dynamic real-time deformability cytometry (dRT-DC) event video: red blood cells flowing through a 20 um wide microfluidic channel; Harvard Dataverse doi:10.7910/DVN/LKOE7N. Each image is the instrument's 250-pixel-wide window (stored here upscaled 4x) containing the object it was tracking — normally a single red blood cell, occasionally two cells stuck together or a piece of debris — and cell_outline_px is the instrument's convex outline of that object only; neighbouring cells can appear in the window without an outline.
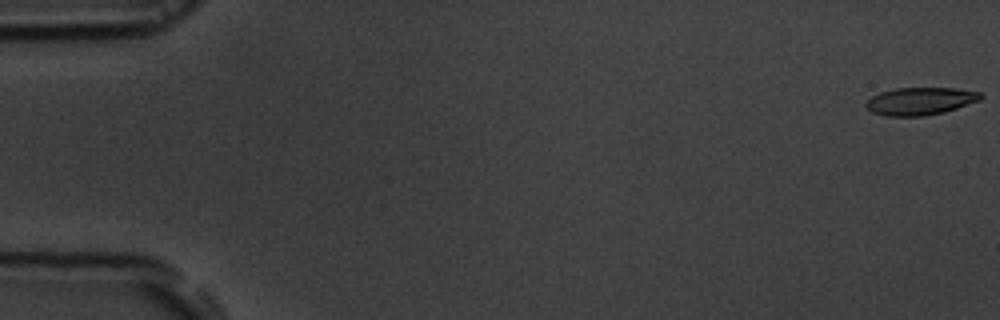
{"species": "common noctule bat (a hibernating species)", "species_latin": "Nyctalus noctula", "temperature_condition": "room temperature", "stored_images_in_passage": 54, "camera_frame_rate_fps": 3000, "um_per_image_px": 0.085, "animal": {"sex": "male", "body_mass_g": 19.5, "forearm_length_mm": 54.6}, "frame": {"image": 1, "passage_image": 1, "time_ms": 0.0, "image_size_px": [1000, 320], "cell_outline_px": [[984, 96], [980, 100], [944, 112], [924, 116], [884, 116], [872, 112], [864, 104], [872, 96], [880, 92], [896, 88], [956, 88], [980, 92]], "centroid_in_image_um": [78.22, 8.59], "position_along_channel_um": 6.8, "area_um2": 18.44}}
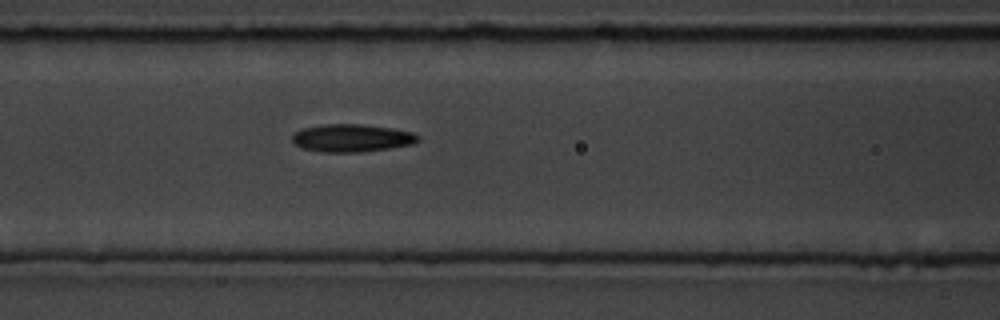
{"frame": {"image": 2, "passage_image": 23, "time_ms": 7.333, "image_size_px": [1000, 320], "cell_outline_px": [[420, 140], [412, 144], [388, 148], [360, 152], [320, 152], [300, 148], [292, 140], [292, 132], [304, 128], [320, 124], [364, 124], [392, 128], [412, 132], [420, 136]], "centroid_in_image_um": [29.87, 11.72], "position_along_channel_um": 136.7, "area_um2": 20.52}}
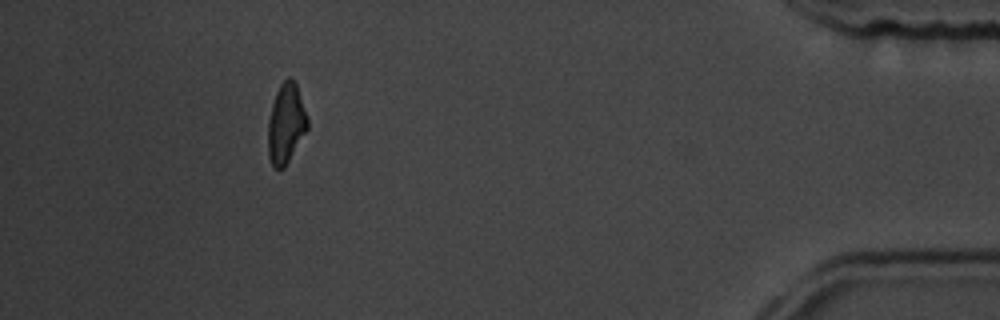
{"frame": {"image": 3, "passage_image": 49, "time_ms": 16.0, "image_size_px": [1000, 320], "cell_outline_px": [[308, 128], [284, 168], [272, 168], [268, 156], [268, 120], [272, 104], [276, 92], [280, 84], [288, 76], [296, 84], [308, 116]], "centroid_in_image_um": [24.3, 10.51], "position_along_channel_um": 410.9, "area_um2": 18.38}, "authors_computed_cell_mechanics": {"area_um2": 19.1318, "velocity_mm_per_s": 3.8385, "shape_relaxation_time_tau1_ms": 4.2993, "shape_relaxation_time_tau2_ms": 3.8256, "deformation_change_tau1": 0.1271, "deformation_change_tau2": 0.1135}}